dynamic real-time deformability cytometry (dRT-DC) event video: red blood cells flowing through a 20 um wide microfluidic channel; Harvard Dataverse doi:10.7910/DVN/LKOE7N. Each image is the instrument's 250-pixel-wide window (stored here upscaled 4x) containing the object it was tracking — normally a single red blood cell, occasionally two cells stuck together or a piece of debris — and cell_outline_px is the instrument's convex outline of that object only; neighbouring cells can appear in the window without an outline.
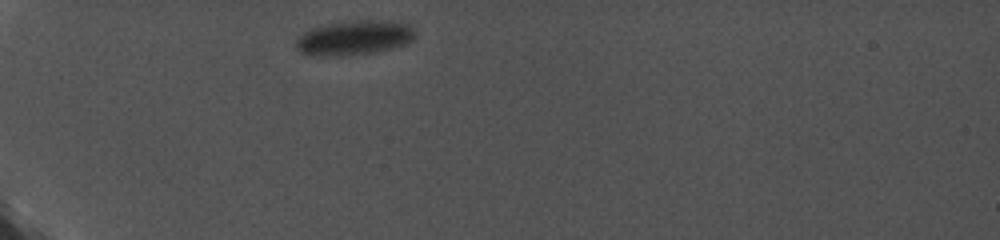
{"species": "common noctule bat (a hibernating species)", "species_latin": "Nyctalus noctula", "temperature_condition": "cold", "stored_images_in_passage": 9, "camera_frame_rate_fps": 5000, "um_per_image_px": 0.085, "animal": {"sex": "female", "body_mass_g": 19.0, "forearm_length_mm": 56.7}, "frame": {"image": 1, "passage_image": 1, "time_ms": 0.0, "image_size_px": [1000, 240], "cell_outline_px": [[416, 36], [412, 40], [404, 44], [376, 52], [352, 56], [312, 56], [300, 52], [296, 48], [296, 36], [308, 28], [328, 24], [356, 20], [380, 20], [408, 24], [416, 32]], "centroid_in_image_um": [30.05, 3.22], "position_along_channel_um": 55.0, "area_um2": 24.39}}
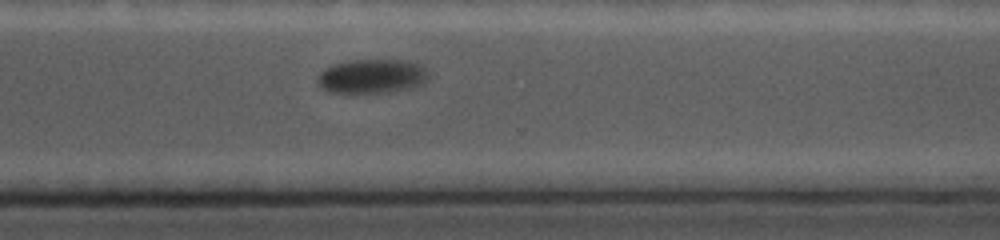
{"frame": {"image": 2, "passage_image": 9, "time_ms": 1.6, "image_size_px": [1000, 240], "cell_outline_px": [[428, 76], [420, 84], [404, 88], [380, 92], [328, 92], [316, 80], [320, 72], [332, 64], [352, 60], [404, 60], [416, 64]], "centroid_in_image_um": [31.5, 6.46], "position_along_channel_um": 339.1, "area_um2": 21.15}}